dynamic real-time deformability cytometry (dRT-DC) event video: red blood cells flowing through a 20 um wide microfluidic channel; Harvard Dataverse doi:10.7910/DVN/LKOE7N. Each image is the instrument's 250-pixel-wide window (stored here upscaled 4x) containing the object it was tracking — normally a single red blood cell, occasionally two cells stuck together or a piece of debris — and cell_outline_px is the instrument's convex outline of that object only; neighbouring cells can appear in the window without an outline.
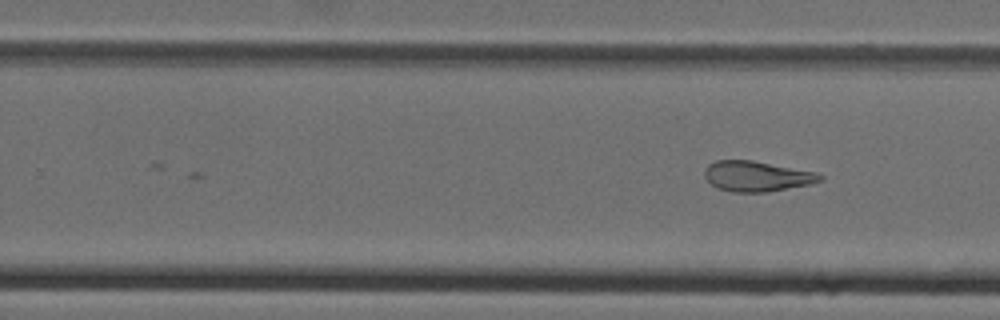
{"species": "Egyptian fruit bat (a non-hibernating species)", "species_latin": "Rousettus aegyptiacus", "temperature_condition": "cold", "stored_images_in_passage": 28, "camera_frame_rate_fps": 3000, "um_per_image_px": 0.085, "animal": {"sex": "female"}, "frame": {"image": 1, "passage_image": 28, "time_ms": 9.0, "image_size_px": [1000, 320], "cell_outline_px": [[824, 180], [812, 184], [768, 192], [732, 192], [716, 188], [704, 176], [704, 168], [708, 164], [716, 160], [752, 160], [816, 172], [824, 176]], "centroid_in_image_um": [64.34, 14.98], "position_along_channel_um": 265.5, "area_um2": 20.63}}